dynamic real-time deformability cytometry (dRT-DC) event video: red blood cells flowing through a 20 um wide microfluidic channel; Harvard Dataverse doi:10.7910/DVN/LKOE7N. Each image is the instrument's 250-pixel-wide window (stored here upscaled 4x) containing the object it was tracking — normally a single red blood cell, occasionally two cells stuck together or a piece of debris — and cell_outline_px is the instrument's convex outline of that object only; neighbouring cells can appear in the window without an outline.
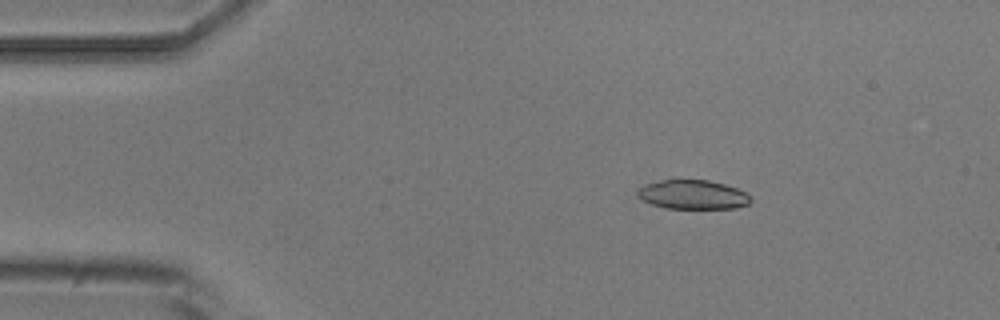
{"species": "common noctule bat (a hibernating species)", "species_latin": "Nyctalus noctula", "temperature_condition": "room temperature", "stored_images_in_passage": 5, "camera_frame_rate_fps": 3000, "um_per_image_px": 0.085, "animal": {"sex": "male", "body_mass_g": 20.5, "forearm_length_mm": 52.5}, "frame": {"image": 1, "passage_image": 3, "time_ms": 2.667, "image_size_px": [1000, 320], "cell_outline_px": [[752, 200], [748, 204], [736, 208], [668, 208], [652, 204], [636, 196], [636, 192], [644, 184], [664, 180], [708, 180], [724, 184], [736, 188], [752, 196]], "centroid_in_image_um": [58.9, 16.54], "position_along_channel_um": 26.1, "area_um2": 19.07}}